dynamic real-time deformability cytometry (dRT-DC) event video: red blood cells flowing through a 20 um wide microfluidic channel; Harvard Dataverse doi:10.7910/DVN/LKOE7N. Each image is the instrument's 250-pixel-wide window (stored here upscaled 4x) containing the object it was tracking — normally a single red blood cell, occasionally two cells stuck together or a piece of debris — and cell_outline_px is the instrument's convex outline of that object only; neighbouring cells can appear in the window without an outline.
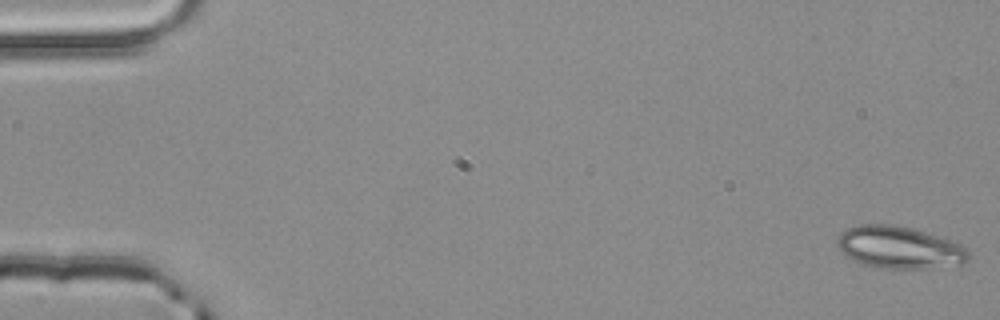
{"species": "common noctule bat (a hibernating species)", "species_latin": "Nyctalus noctula", "temperature_condition": "room temperature", "stored_images_in_passage": 5, "segment_of_instrument_passage": [2, 2], "camera_frame_rate_fps": 3000, "um_per_image_px": 0.085, "animal": {"sex": "male", "body_mass_g": 20.4}, "frame": {"image": 1, "passage_image": 5, "time_ms": 1.333, "image_size_px": [1000, 320], "cell_outline_px": [[972, 256], [964, 264], [924, 268], [884, 268], [864, 264], [852, 260], [840, 252], [836, 244], [836, 240], [840, 232], [848, 228], [860, 224], [892, 224], [912, 228], [960, 244], [968, 248]], "centroid_in_image_um": [76.43, 21.03], "position_along_channel_um": 8.6, "area_um2": 32.37}}